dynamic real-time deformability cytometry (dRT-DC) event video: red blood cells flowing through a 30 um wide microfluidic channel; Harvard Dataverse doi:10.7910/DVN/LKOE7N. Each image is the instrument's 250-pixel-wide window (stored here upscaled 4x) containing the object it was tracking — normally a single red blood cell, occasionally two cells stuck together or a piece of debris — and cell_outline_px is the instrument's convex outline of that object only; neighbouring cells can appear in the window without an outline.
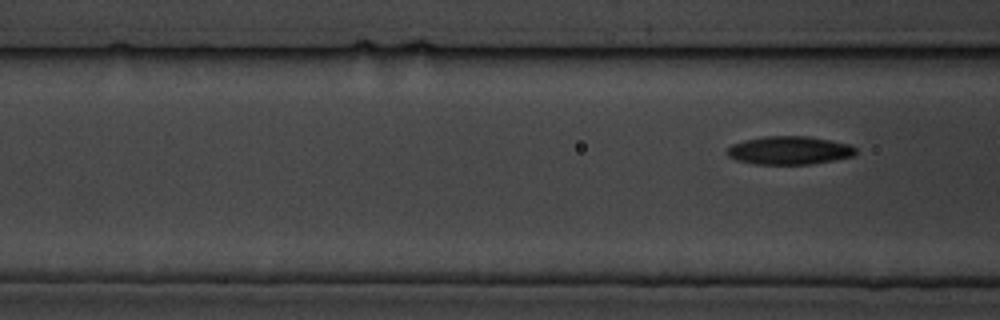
{"species": "common noctule bat (a hibernating species)", "species_latin": "Nyctalus noctula", "temperature_condition": "cold", "stored_images_in_passage": 9, "segment_of_instrument_passage": [2, 2], "camera_frame_rate_fps": 3000, "um_per_image_px": 0.085, "animal": {"sex": "male", "body_mass_g": 19.5, "forearm_length_mm": 54.6}, "frame": {"image": 1, "passage_image": 9, "time_ms": 10.333, "image_size_px": [1000, 320], "cell_outline_px": [[856, 152], [852, 156], [812, 164], [756, 164], [736, 160], [728, 156], [724, 152], [732, 144], [744, 140], [764, 136], [808, 136], [848, 144], [856, 148]], "centroid_in_image_um": [67.04, 12.78], "position_along_channel_um": 99.6, "area_um2": 21.1}}